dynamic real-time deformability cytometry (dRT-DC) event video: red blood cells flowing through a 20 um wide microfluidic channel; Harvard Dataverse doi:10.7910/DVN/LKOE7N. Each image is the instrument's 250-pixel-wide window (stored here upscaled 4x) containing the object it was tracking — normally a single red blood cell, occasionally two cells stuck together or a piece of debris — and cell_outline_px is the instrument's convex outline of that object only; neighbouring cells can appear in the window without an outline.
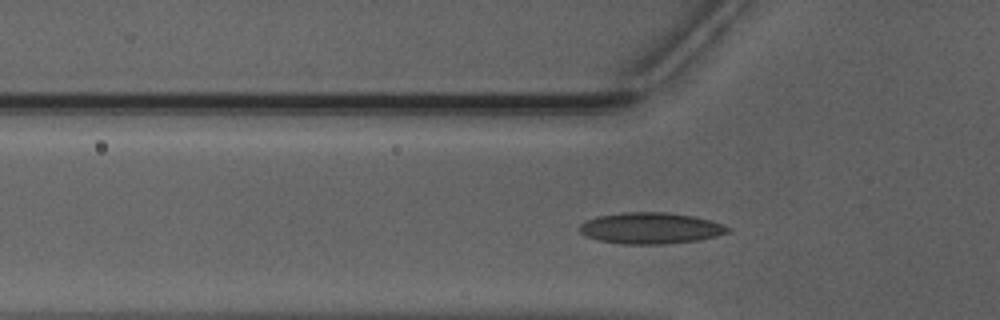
{"species": "Egyptian fruit bat (a non-hibernating species)", "species_latin": "Rousettus aegyptiacus", "temperature_condition": "warm", "stored_images_in_passage": 30, "camera_frame_rate_fps": 3000, "um_per_image_px": 0.085, "animal": {"sex": "male"}, "frame": {"image": 1, "passage_image": 2, "time_ms": 0.333, "image_size_px": [1000, 320], "cell_outline_px": [[732, 232], [716, 236], [696, 240], [664, 244], [620, 244], [600, 240], [588, 236], [580, 232], [580, 224], [596, 216], [624, 212], [664, 212], [696, 216], [724, 224], [732, 228]], "centroid_in_image_um": [55.36, 19.39], "position_along_channel_um": 70.4, "area_um2": 27.05}}
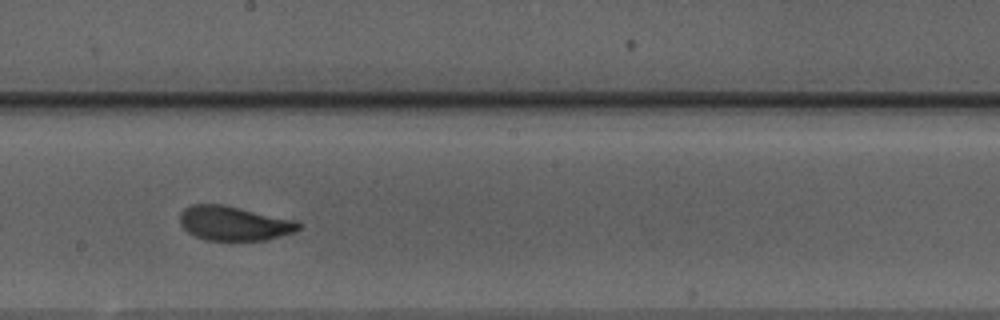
{"frame": {"image": 2, "passage_image": 14, "time_ms": 4.333, "image_size_px": [1000, 320], "cell_outline_px": [[304, 224], [296, 232], [264, 240], [208, 240], [196, 236], [188, 232], [180, 224], [180, 212], [184, 208], [192, 204], [220, 204], [300, 220]], "centroid_in_image_um": [19.95, 18.97], "position_along_channel_um": 228.2, "area_um2": 23.99}}
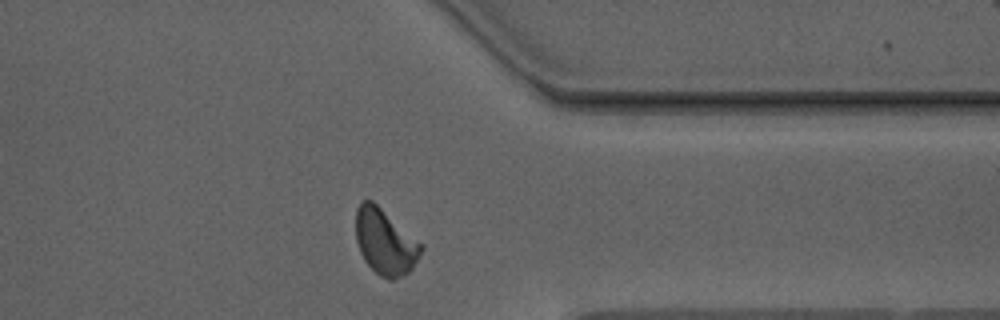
{"frame": {"image": 3, "passage_image": 26, "time_ms": 8.333, "image_size_px": [1000, 320], "cell_outline_px": [[424, 248], [420, 256], [412, 268], [404, 276], [392, 280], [388, 280], [380, 276], [364, 260], [360, 252], [356, 240], [356, 208], [364, 200], [372, 200], [424, 244]], "centroid_in_image_um": [32.76, 20.57], "position_along_channel_um": 378.6, "area_um2": 25.14}, "authors_computed_cell_mechanics": {"area_um2": 24.6517, "velocity_mm_per_s": 3.9397, "shape_relaxation_time_tau1_ms": 2.8813, "shape_relaxation_time_tau2_ms": 0.9343, "deformation_change_tau1": 0.1098, "deformation_change_tau2": 0.0531}}